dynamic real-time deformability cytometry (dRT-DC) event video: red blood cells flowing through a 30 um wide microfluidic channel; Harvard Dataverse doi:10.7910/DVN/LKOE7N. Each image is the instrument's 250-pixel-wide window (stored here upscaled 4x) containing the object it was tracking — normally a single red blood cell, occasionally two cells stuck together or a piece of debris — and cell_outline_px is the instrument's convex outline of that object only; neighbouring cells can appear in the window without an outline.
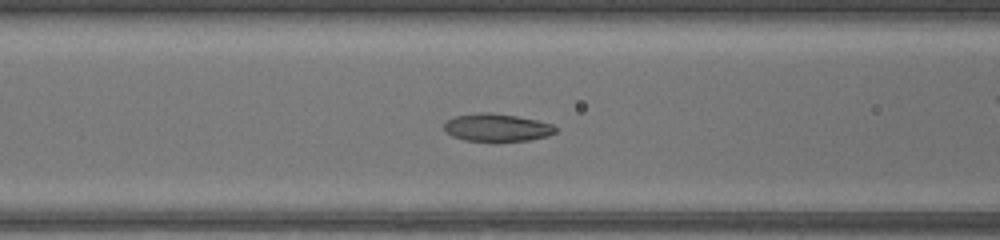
{"species": "common noctule bat (a hibernating species)", "species_latin": "Nyctalus noctula", "temperature_condition": "warm", "stored_images_in_passage": 43, "camera_frame_rate_fps": 3000, "um_per_image_px": 0.085, "animal": {"sex": "female", "body_mass_g": 17.0, "forearm_length_mm": 48.0}, "frame": {"image": 1, "passage_image": 14, "time_ms": 4.333, "image_size_px": [1000, 240], "cell_outline_px": [[556, 132], [548, 136], [528, 140], [464, 140], [452, 136], [444, 132], [444, 124], [448, 120], [456, 116], [480, 112], [488, 112], [516, 116], [536, 120], [552, 124], [556, 128]], "centroid_in_image_um": [42.22, 10.83], "position_along_channel_um": 124.4, "area_um2": 17.69}}
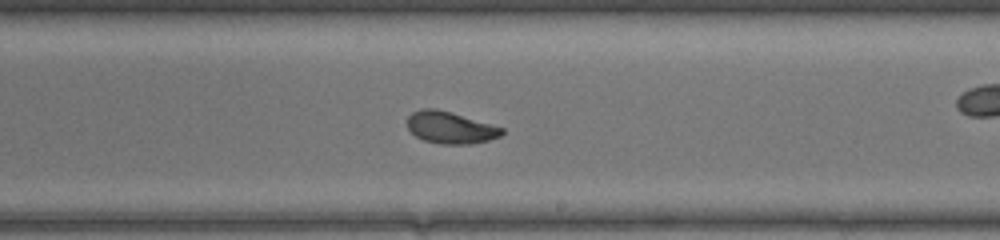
{"frame": {"image": 2, "passage_image": 23, "time_ms": 7.333, "image_size_px": [1000, 240], "cell_outline_px": [[504, 132], [500, 136], [488, 140], [472, 144], [440, 144], [424, 140], [416, 136], [408, 128], [408, 116], [412, 112], [424, 108], [436, 108], [452, 112], [504, 128]], "centroid_in_image_um": [38.29, 10.84], "position_along_channel_um": 250.7, "area_um2": 17.57}}
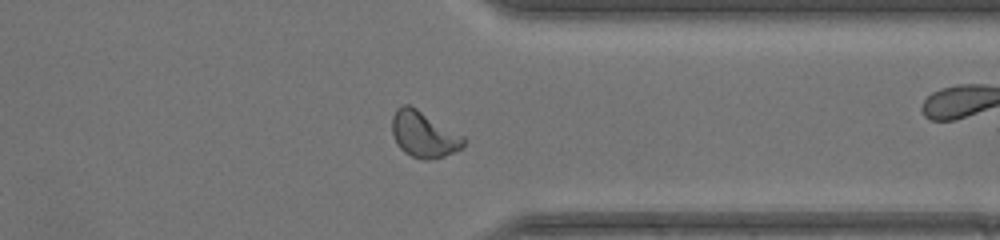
{"frame": {"image": 3, "passage_image": 32, "time_ms": 10.333, "image_size_px": [1000, 240], "cell_outline_px": [[464, 148], [444, 156], [428, 160], [424, 160], [412, 156], [404, 152], [396, 144], [392, 132], [392, 116], [396, 108], [404, 104], [408, 104], [416, 108], [464, 136]], "centroid_in_image_um": [36.01, 11.43], "position_along_channel_um": 375.4, "area_um2": 19.19}, "authors_computed_cell_mechanics": {"area_um2": 18.207, "velocity_mm_per_s": 4.2118, "shape_relaxation_time_tau1_ms": 2.3863, "shape_relaxation_time_tau2_ms": 1.1587, "deformation_change_tau1": 0.1488, "deformation_change_tau2": 0.0699}}